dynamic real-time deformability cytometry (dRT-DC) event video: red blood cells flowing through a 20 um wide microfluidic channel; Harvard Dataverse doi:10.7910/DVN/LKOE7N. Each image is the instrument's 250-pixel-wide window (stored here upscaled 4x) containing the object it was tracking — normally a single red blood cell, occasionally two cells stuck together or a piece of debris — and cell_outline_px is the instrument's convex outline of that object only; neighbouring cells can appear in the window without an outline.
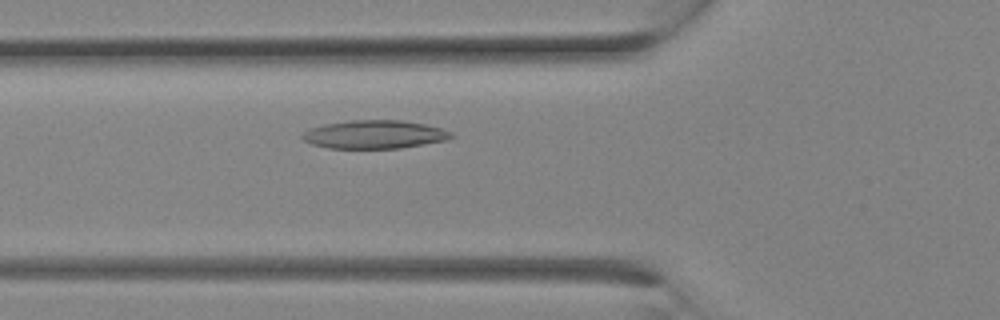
{"species": "Egyptian fruit bat (a non-hibernating species)", "species_latin": "Rousettus aegyptiacus", "temperature_condition": "room temperature", "stored_images_in_passage": 11, "camera_frame_rate_fps": 3000, "um_per_image_px": 0.085, "animal": {"sex": "female"}, "frame": {"image": 1, "passage_image": 4, "time_ms": 1.0, "image_size_px": [1000, 320], "cell_outline_px": [[456, 136], [448, 140], [400, 148], [328, 148], [312, 144], [304, 140], [300, 136], [304, 132], [312, 128], [324, 124], [348, 120], [400, 120], [424, 124], [440, 128], [452, 132]], "centroid_in_image_um": [31.85, 11.43], "position_along_channel_um": 93.9, "area_um2": 24.57}}
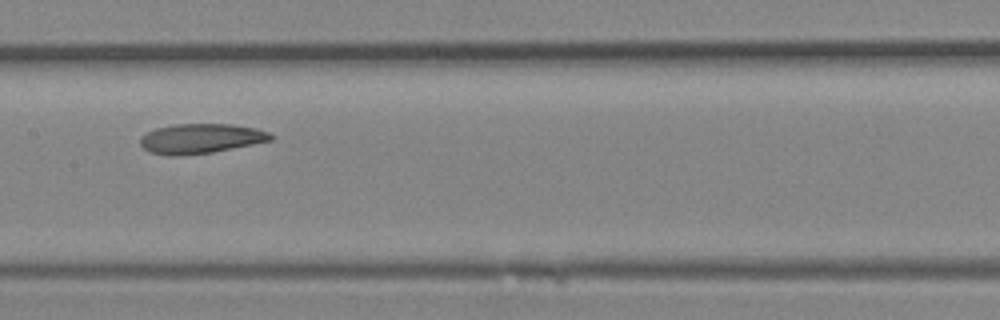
{"frame": {"image": 2, "passage_image": 8, "time_ms": 2.333, "image_size_px": [1000, 320], "cell_outline_px": [[276, 136], [272, 140], [212, 152], [184, 156], [168, 156], [148, 152], [140, 144], [140, 136], [156, 128], [176, 124], [232, 124], [256, 128], [268, 132]], "centroid_in_image_um": [17.05, 11.78], "position_along_channel_um": 190.4, "area_um2": 22.77}}
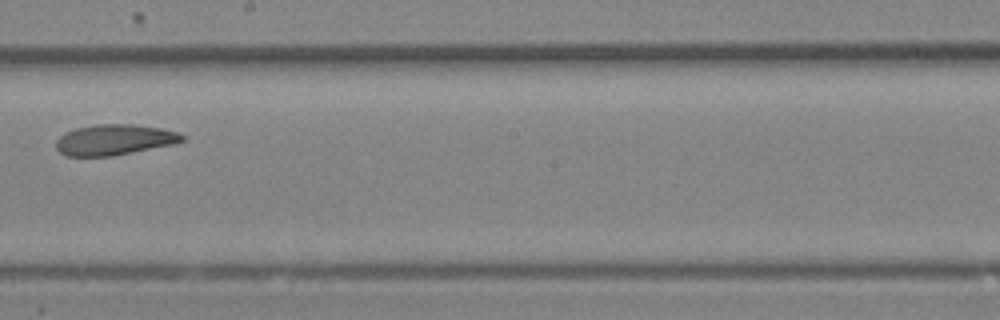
{"frame": {"image": 3, "passage_image": 10, "time_ms": 3.0, "image_size_px": [1000, 320], "cell_outline_px": [[184, 140], [176, 144], [112, 156], [68, 156], [60, 152], [56, 148], [56, 140], [64, 132], [76, 128], [96, 124], [132, 124], [160, 128], [180, 132], [184, 136]], "centroid_in_image_um": [9.74, 11.88], "position_along_channel_um": 238.5, "area_um2": 22.66}}